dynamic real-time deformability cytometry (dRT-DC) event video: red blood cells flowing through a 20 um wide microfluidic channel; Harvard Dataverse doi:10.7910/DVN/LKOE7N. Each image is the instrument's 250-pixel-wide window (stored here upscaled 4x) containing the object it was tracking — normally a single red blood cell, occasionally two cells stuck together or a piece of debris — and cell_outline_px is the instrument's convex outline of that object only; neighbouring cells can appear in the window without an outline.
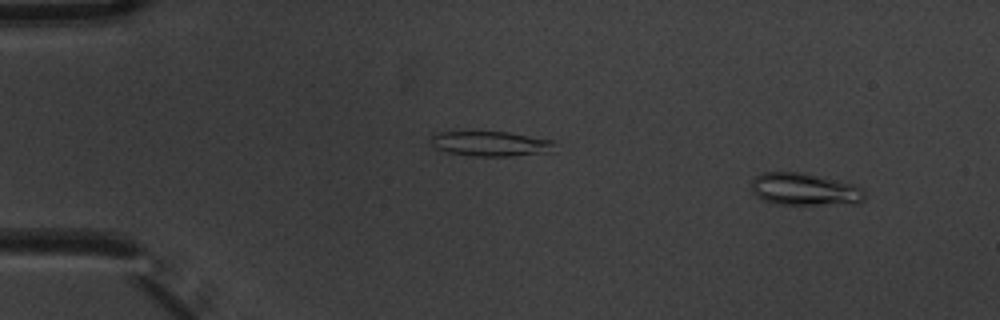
{"species": "common noctule bat (a hibernating species)", "species_latin": "Nyctalus noctula", "temperature_condition": "warm", "stored_images_in_passage": 7, "camera_frame_rate_fps": 3000, "um_per_image_px": 0.085, "animal": {"sex": "male", "body_mass_g": 20.1, "forearm_length_mm": 53.5}, "frame": {"image": 1, "passage_image": 1, "time_ms": 0.0, "image_size_px": [1000, 320], "cell_outline_px": [[864, 200], [860, 204], [776, 204], [764, 200], [756, 196], [752, 192], [752, 180], [760, 172], [804, 172], [840, 180], [864, 188]], "centroid_in_image_um": [68.42, 16.08], "position_along_channel_um": 16.6, "area_um2": 21.68}}
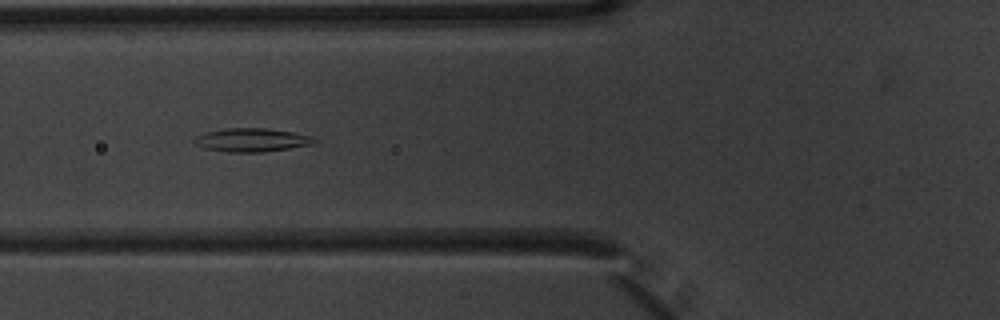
{"frame": {"image": 2, "passage_image": 5, "time_ms": 1.333, "image_size_px": [1000, 320], "cell_outline_px": [[316, 140], [312, 144], [264, 152], [228, 152], [204, 148], [196, 144], [192, 140], [196, 136], [208, 132], [228, 128], [264, 128], [292, 132], [312, 136]], "centroid_in_image_um": [21.38, 11.9], "position_along_channel_um": 104.4, "area_um2": 16.18}}
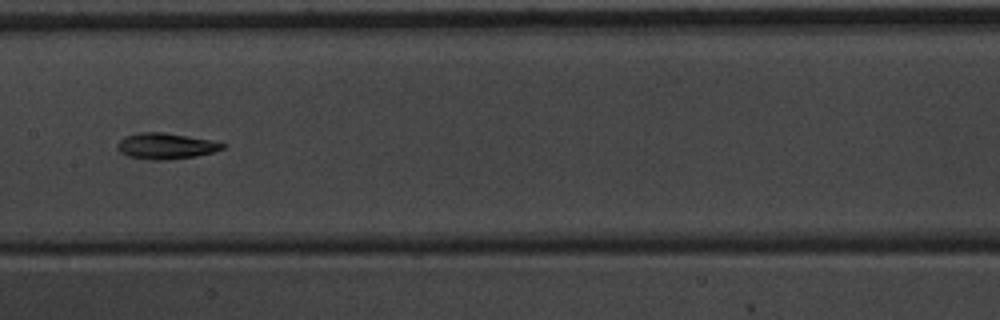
{"frame": {"image": 3, "passage_image": 7, "time_ms": 2.0, "image_size_px": [1000, 320], "cell_outline_px": [[228, 144], [224, 148], [212, 152], [196, 156], [164, 160], [148, 160], [128, 156], [120, 152], [116, 148], [116, 144], [124, 136], [140, 132], [164, 132], [212, 140]], "centroid_in_image_um": [14.07, 12.41], "position_along_channel_um": 193.3, "area_um2": 16.07}}